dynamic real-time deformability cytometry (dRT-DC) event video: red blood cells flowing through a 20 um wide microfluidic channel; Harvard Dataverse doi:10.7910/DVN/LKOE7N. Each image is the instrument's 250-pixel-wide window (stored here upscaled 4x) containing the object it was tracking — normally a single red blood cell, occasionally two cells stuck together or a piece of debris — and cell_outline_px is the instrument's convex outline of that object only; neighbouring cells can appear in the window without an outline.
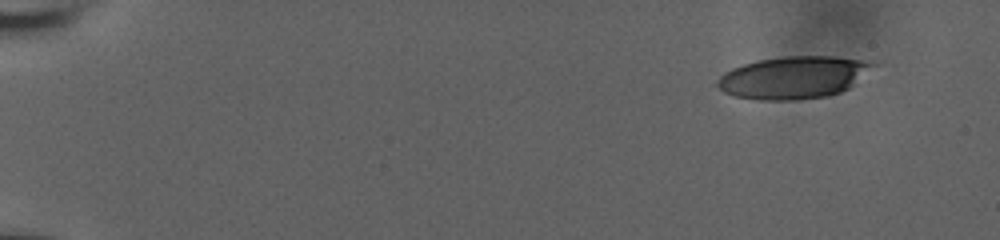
{"species": "human", "species_latin": "Homo sapiens", "temperature_condition": "room temperature", "stored_images_in_passage": 52, "camera_frame_rate_fps": 3000, "um_per_image_px": 0.085, "donor": {"sex": "male"}, "frame": {"image": 1, "passage_image": 1, "time_ms": 0.0, "image_size_px": [1000, 240], "cell_outline_px": [[876, 64], [848, 88], [840, 92], [828, 96], [796, 100], [760, 100], [732, 96], [724, 92], [716, 84], [716, 80], [724, 72], [732, 68], [744, 64], [760, 60], [784, 56], [832, 56], [876, 60]], "centroid_in_image_um": [67.44, 6.58], "position_along_channel_um": 17.6, "area_um2": 38.49}}
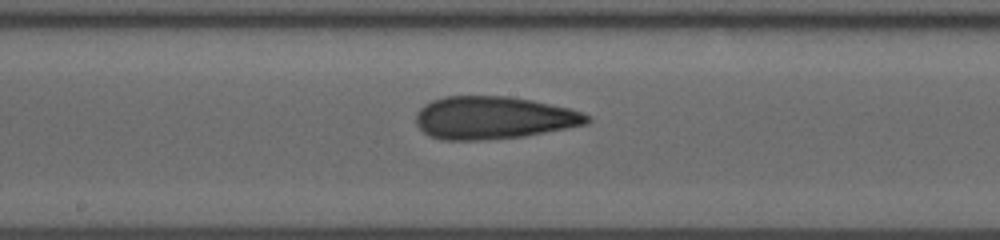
{"frame": {"image": 2, "passage_image": 28, "time_ms": 9.0, "image_size_px": [1000, 240], "cell_outline_px": [[592, 120], [588, 124], [524, 136], [480, 140], [444, 140], [432, 136], [424, 132], [416, 124], [416, 112], [424, 104], [432, 100], [444, 96], [508, 96], [532, 100], [568, 108], [580, 112], [588, 116]], "centroid_in_image_um": [41.92, 10.0], "position_along_channel_um": 206.3, "area_um2": 42.43}}
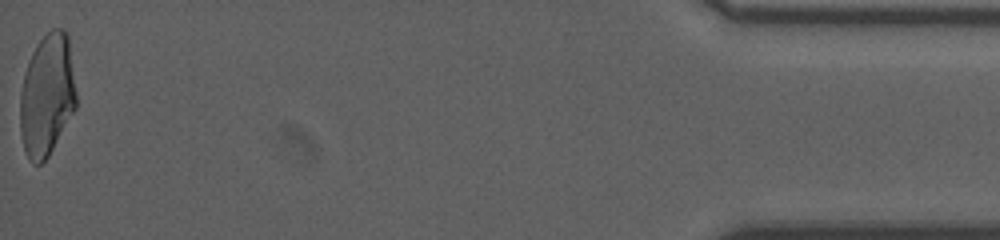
{"frame": {"image": 3, "passage_image": 52, "time_ms": 17.0, "image_size_px": [1000, 240], "cell_outline_px": [[76, 108], [48, 156], [40, 164], [32, 164], [28, 160], [24, 152], [20, 132], [20, 92], [28, 60], [36, 44], [52, 28], [64, 28], [68, 36], [76, 92]], "centroid_in_image_um": [3.98, 8.1], "position_along_channel_um": 431.2, "area_um2": 40.11}, "authors_computed_cell_mechanics": {"area_um2": 40.9224, "velocity_mm_per_s": 3.8885, "shape_relaxation_time_tau1_ms": 7.5364, "shape_relaxation_time_tau2_ms": 2.2278, "deformation_change_tau1": 0.2171, "deformation_change_tau2": 0.1191}}